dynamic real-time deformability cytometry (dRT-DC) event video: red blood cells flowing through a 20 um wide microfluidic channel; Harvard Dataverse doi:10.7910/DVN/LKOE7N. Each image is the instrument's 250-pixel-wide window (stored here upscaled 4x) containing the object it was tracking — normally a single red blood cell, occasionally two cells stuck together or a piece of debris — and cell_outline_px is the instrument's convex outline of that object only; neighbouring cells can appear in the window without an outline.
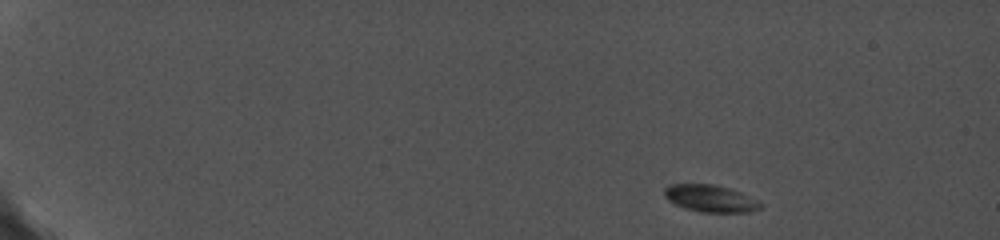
{"species": "common noctule bat (a hibernating species)", "species_latin": "Nyctalus noctula", "temperature_condition": "cold", "stored_images_in_passage": 33, "camera_frame_rate_fps": 5000, "um_per_image_px": 0.085, "animal": {"sex": "female", "body_mass_g": 19.0, "forearm_length_mm": 56.7}, "frame": {"image": 1, "passage_image": 1, "time_ms": 0.0, "image_size_px": [1000, 240], "cell_outline_px": [[764, 204], [760, 208], [748, 212], [700, 212], [684, 208], [668, 200], [664, 196], [664, 188], [668, 184], [712, 184], [732, 188]], "centroid_in_image_um": [60.36, 16.86], "position_along_channel_um": 24.6, "area_um2": 15.2}}
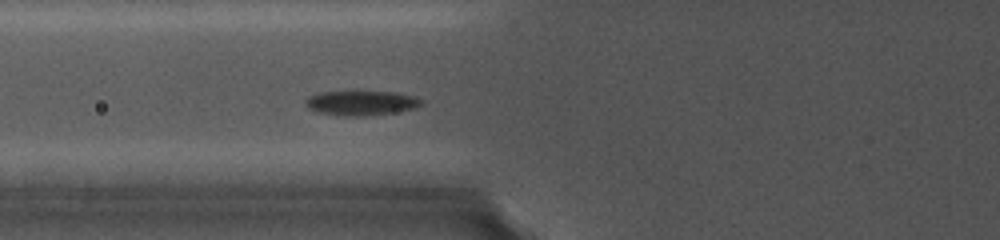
{"frame": {"image": 2, "passage_image": 13, "time_ms": 5.6, "image_size_px": [1000, 240], "cell_outline_px": [[424, 104], [416, 108], [392, 112], [364, 116], [344, 116], [316, 112], [308, 108], [304, 104], [304, 100], [312, 96], [324, 92], [392, 92], [412, 96], [424, 100]], "centroid_in_image_um": [30.71, 8.77], "position_along_channel_um": 95.1, "area_um2": 16.42}}
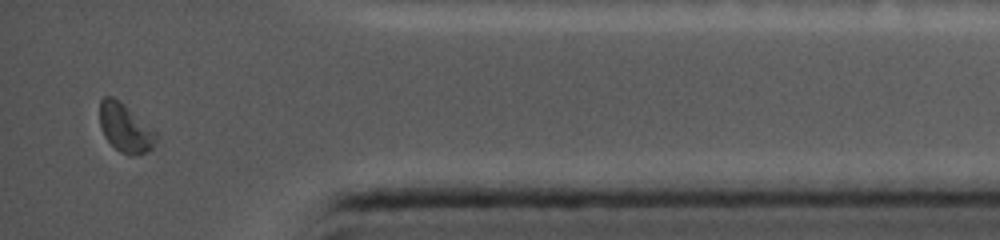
{"frame": {"image": 3, "passage_image": 33, "time_ms": 14.6, "image_size_px": [1000, 240], "cell_outline_px": [[156, 140], [152, 148], [148, 152], [132, 156], [128, 156], [120, 152], [104, 136], [100, 124], [100, 100], [104, 96], [112, 96], [156, 132]], "centroid_in_image_um": [10.63, 10.91], "position_along_channel_um": 424.6, "area_um2": 15.49}}